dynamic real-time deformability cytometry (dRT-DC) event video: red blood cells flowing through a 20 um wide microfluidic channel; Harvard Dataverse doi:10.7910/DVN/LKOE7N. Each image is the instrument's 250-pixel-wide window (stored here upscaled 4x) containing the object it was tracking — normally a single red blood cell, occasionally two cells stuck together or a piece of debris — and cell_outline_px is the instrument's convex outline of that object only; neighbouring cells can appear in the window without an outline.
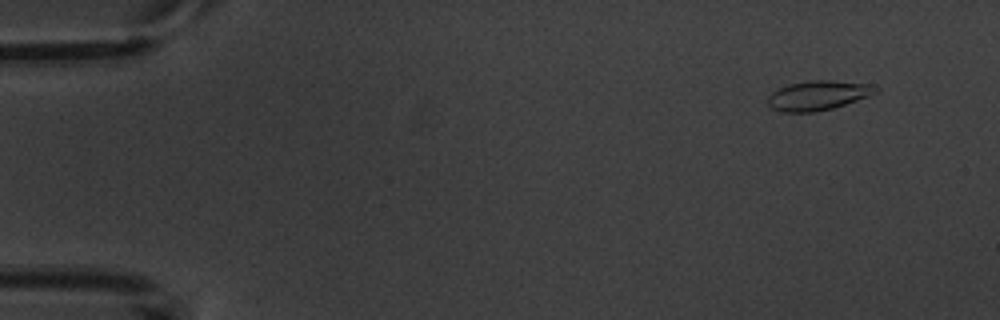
{"species": "common noctule bat (a hibernating species)", "species_latin": "Nyctalus noctula", "temperature_condition": "warm", "stored_images_in_passage": 5, "camera_frame_rate_fps": 3000, "um_per_image_px": 0.085, "animal": {"sex": "male", "body_mass_g": 20.1, "forearm_length_mm": 53.5}, "frame": {"image": 1, "passage_image": 5, "time_ms": 4.667, "image_size_px": [1000, 320], "cell_outline_px": [[880, 88], [876, 92], [868, 96], [832, 108], [816, 112], [780, 112], [772, 108], [768, 104], [768, 96], [772, 92], [788, 84], [808, 80], [828, 80], [872, 84]], "centroid_in_image_um": [69.52, 8.1], "position_along_channel_um": 15.5, "area_um2": 18.5}}